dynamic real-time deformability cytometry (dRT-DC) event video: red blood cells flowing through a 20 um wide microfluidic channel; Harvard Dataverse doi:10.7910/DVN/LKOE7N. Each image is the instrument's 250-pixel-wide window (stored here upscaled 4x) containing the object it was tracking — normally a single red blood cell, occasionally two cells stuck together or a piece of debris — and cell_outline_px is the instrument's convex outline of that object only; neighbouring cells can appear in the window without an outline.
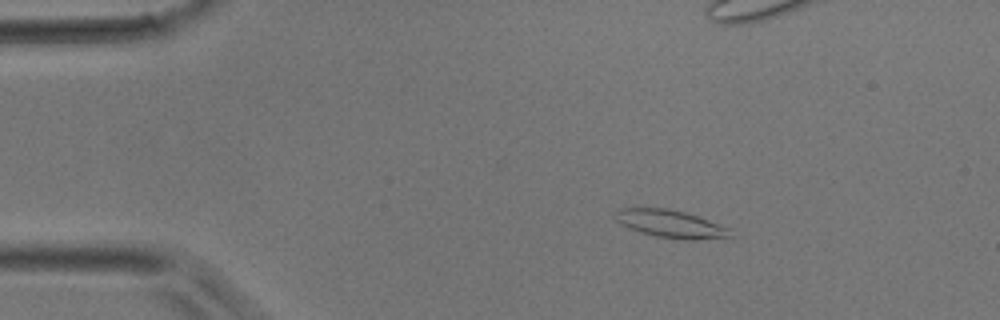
{"species": "common noctule bat (a hibernating species)", "species_latin": "Nyctalus noctula", "temperature_condition": "room temperature", "stored_images_in_passage": 4, "segment_of_instrument_passage": [1, 2], "camera_frame_rate_fps": 3000, "um_per_image_px": 0.085, "animal": {"sex": "male", "body_mass_g": 17.9}, "frame": {"image": 1, "passage_image": 1, "time_ms": 0.0, "image_size_px": [1000, 320], "cell_outline_px": [[732, 236], [692, 240], [684, 240], [656, 236], [640, 232], [628, 228], [620, 224], [616, 220], [616, 212], [620, 208], [668, 208], [684, 212], [732, 228]], "centroid_in_image_um": [57.01, 19.03], "position_along_channel_um": 28.0, "area_um2": 18.5}}